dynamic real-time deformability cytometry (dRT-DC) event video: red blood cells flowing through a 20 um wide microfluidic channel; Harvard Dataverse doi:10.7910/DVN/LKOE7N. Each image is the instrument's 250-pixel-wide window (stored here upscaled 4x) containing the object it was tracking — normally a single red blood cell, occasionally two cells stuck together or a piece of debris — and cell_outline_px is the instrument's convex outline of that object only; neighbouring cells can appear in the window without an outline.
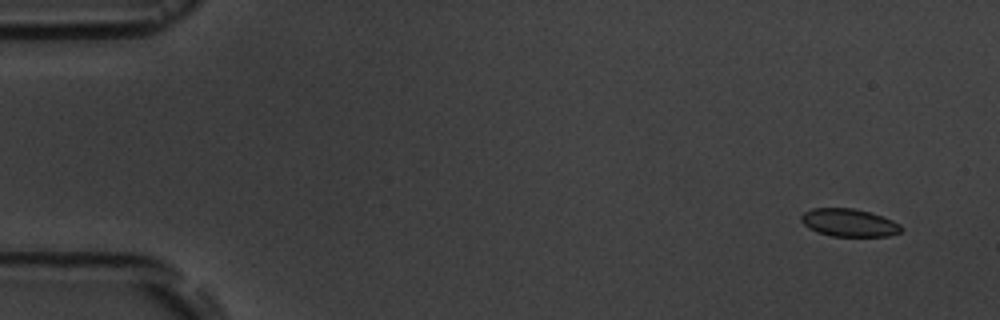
{"species": "common noctule bat (a hibernating species)", "species_latin": "Nyctalus noctula", "temperature_condition": "room temperature", "stored_images_in_passage": 5, "camera_frame_rate_fps": 3000, "um_per_image_px": 0.085, "animal": {"sex": "male", "body_mass_g": 19.5, "forearm_length_mm": 54.6}, "frame": {"image": 1, "passage_image": 1, "time_ms": 0.0, "image_size_px": [1000, 320], "cell_outline_px": [[904, 228], [900, 232], [888, 236], [832, 236], [816, 232], [808, 228], [800, 220], [800, 216], [804, 212], [812, 208], [852, 208], [868, 212], [892, 220], [900, 224]], "centroid_in_image_um": [72.14, 18.93], "position_along_channel_um": 12.9, "area_um2": 16.18}}